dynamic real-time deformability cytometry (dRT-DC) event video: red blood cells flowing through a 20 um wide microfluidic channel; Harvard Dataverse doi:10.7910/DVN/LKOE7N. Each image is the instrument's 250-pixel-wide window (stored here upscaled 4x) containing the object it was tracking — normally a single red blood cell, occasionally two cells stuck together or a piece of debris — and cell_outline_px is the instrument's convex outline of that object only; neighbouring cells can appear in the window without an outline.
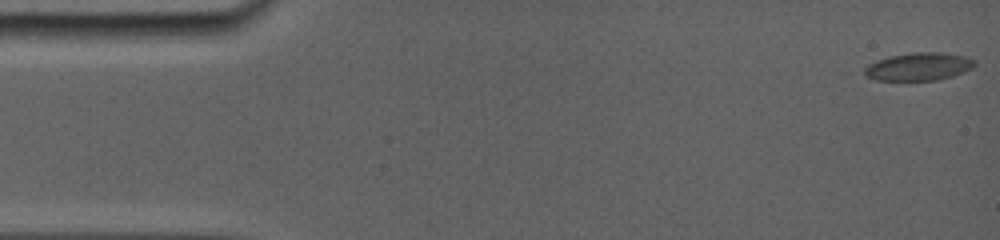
{"species": "common noctule bat (a hibernating species)", "species_latin": "Nyctalus noctula", "temperature_condition": "room temperature", "stored_images_in_passage": 33, "camera_frame_rate_fps": 5000, "um_per_image_px": 0.085, "animal": {"sex": "female", "body_mass_g": 19.0, "forearm_length_mm": 56.7}, "frame": {"image": 1, "passage_image": 1, "time_ms": 0.0, "image_size_px": [1000, 240], "cell_outline_px": [[976, 64], [972, 68], [964, 72], [952, 76], [936, 80], [876, 80], [864, 76], [864, 68], [868, 64], [876, 60], [888, 56], [912, 52], [944, 52], [964, 56], [976, 60]], "centroid_in_image_um": [78.08, 5.65], "position_along_channel_um": 6.9, "area_um2": 18.09}}
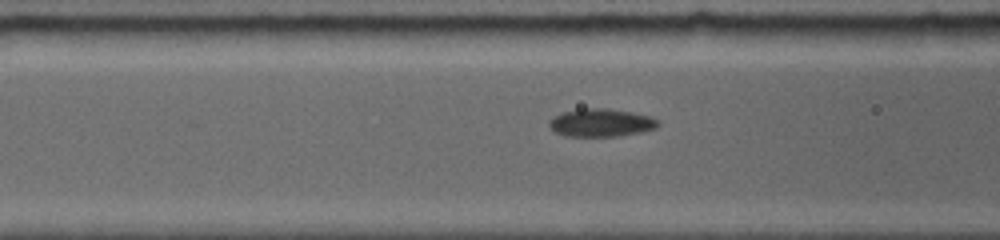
{"frame": {"image": 2, "passage_image": 19, "time_ms": 6.2, "image_size_px": [1000, 240], "cell_outline_px": [[656, 124], [652, 128], [636, 132], [612, 136], [568, 136], [556, 132], [548, 124], [556, 116], [564, 112], [584, 108], [608, 108], [632, 112], [648, 116], [656, 120]], "centroid_in_image_um": [51.03, 10.41], "position_along_channel_um": 115.6, "area_um2": 16.94}}
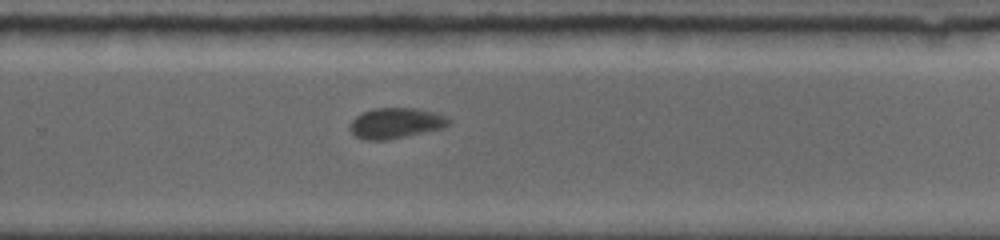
{"frame": {"image": 3, "passage_image": 33, "time_ms": 11.0, "image_size_px": [1000, 240], "cell_outline_px": [[452, 120], [444, 128], [388, 140], [364, 140], [356, 136], [348, 128], [352, 120], [356, 116], [364, 112], [376, 108], [416, 108], [436, 112]], "centroid_in_image_um": [33.65, 10.47], "position_along_channel_um": 296.2, "area_um2": 17.63}}